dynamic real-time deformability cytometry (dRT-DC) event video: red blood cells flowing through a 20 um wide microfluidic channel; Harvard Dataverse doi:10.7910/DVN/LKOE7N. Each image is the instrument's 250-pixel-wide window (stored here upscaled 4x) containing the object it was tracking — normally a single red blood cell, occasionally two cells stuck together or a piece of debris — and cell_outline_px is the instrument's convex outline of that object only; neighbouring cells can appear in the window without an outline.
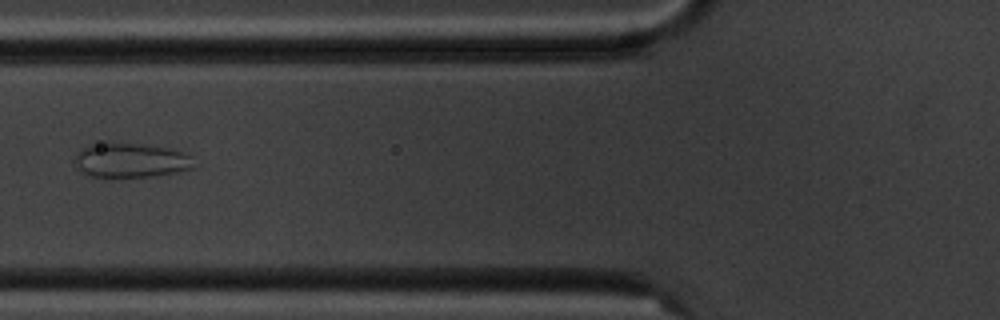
{"species": "common noctule bat (a hibernating species)", "species_latin": "Nyctalus noctula", "temperature_condition": "cold", "stored_images_in_passage": 2, "camera_frame_rate_fps": 3000, "um_per_image_px": 0.085, "animal": {"sex": "male", "body_mass_g": 20.1, "forearm_length_mm": 53.5}, "frame": {"image": 1, "passage_image": 2, "time_ms": 1.333, "image_size_px": [1000, 320], "cell_outline_px": [[192, 168], [176, 172], [152, 176], [88, 176], [80, 172], [76, 168], [76, 152], [80, 148], [108, 140], [168, 148], [180, 152], [188, 156]], "centroid_in_image_um": [10.98, 13.6], "position_along_channel_um": 114.8, "area_um2": 23.7}}